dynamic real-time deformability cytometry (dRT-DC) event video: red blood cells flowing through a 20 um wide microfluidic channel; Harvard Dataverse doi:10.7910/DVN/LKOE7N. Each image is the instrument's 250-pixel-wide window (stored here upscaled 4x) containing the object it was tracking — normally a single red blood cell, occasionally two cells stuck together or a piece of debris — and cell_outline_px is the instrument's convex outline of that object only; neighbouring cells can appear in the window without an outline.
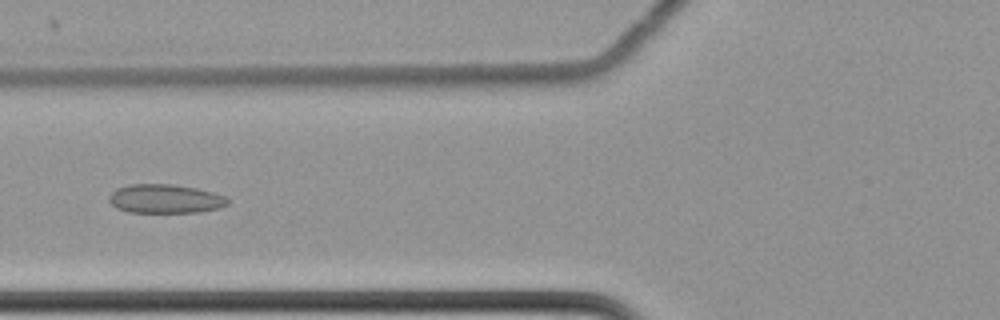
{"species": "common noctule bat (a hibernating species)", "species_latin": "Nyctalus noctula", "temperature_condition": "cold", "stored_images_in_passage": 61, "camera_frame_rate_fps": 3000, "um_per_image_px": 0.085, "animal": {"sex": "female", "body_mass_g": 22.7, "forearm_length_mm": 54.2}, "frame": {"image": 1, "passage_image": 26, "time_ms": 8.333, "image_size_px": [1000, 320], "cell_outline_px": [[228, 204], [220, 208], [196, 212], [128, 212], [116, 208], [108, 200], [108, 196], [116, 188], [132, 184], [172, 184], [196, 188], [212, 192], [224, 196], [228, 200]], "centroid_in_image_um": [14.01, 16.89], "position_along_channel_um": 111.8, "area_um2": 19.94}}
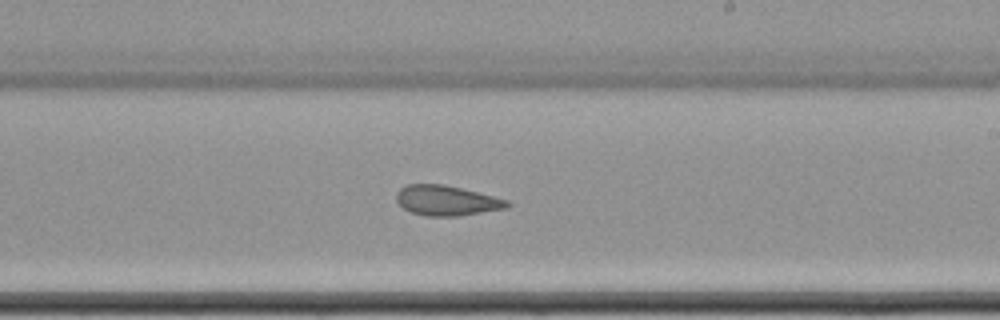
{"frame": {"image": 2, "passage_image": 38, "time_ms": 12.333, "image_size_px": [1000, 320], "cell_outline_px": [[512, 204], [508, 208], [456, 216], [424, 216], [412, 212], [404, 208], [396, 200], [396, 192], [400, 188], [408, 184], [444, 184], [508, 200]], "centroid_in_image_um": [37.95, 17.04], "position_along_channel_um": 251.0, "area_um2": 19.31}}
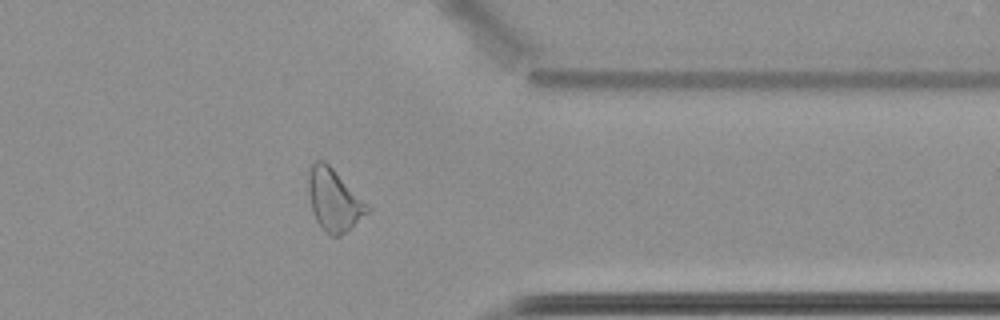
{"frame": {"image": 3, "passage_image": 50, "time_ms": 16.333, "image_size_px": [1000, 320], "cell_outline_px": [[372, 208], [368, 212], [340, 236], [332, 236], [316, 220], [312, 212], [308, 192], [308, 176], [312, 164], [316, 160], [324, 160]], "centroid_in_image_um": [28.37, 16.98], "position_along_channel_um": 383.0, "area_um2": 20.81}, "authors_computed_cell_mechanics": {"area_um2": 22.0218, "velocity_mm_per_s": 3.4874, "shape_relaxation_time_tau1_ms": null, "shape_relaxation_time_tau2_ms": 2.0322, "deformation_change_tau1": null, "deformation_change_tau2": 0.0983}}